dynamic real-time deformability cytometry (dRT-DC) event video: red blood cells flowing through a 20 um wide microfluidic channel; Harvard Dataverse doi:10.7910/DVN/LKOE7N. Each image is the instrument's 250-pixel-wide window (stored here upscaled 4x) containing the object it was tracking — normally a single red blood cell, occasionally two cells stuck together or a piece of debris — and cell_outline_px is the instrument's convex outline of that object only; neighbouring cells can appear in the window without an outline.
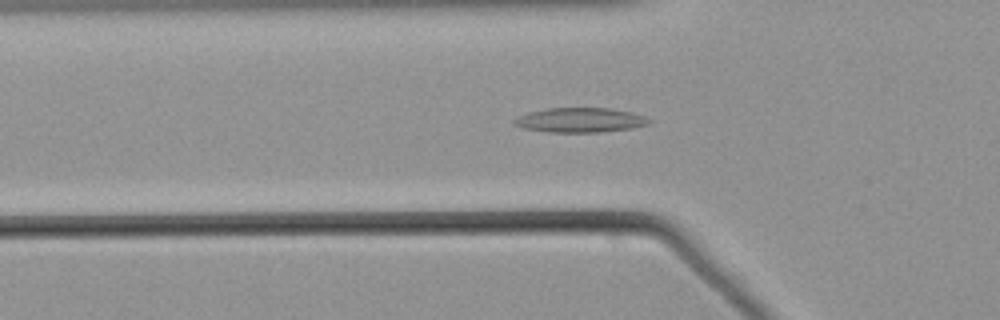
{"species": "common noctule bat (a hibernating species)", "species_latin": "Nyctalus noctula", "temperature_condition": "warm", "stored_images_in_passage": 54, "camera_frame_rate_fps": 3000, "um_per_image_px": 0.085, "animal": {"sex": "male", "body_mass_g": 21.5, "forearm_length_mm": 52.0}, "frame": {"image": 1, "passage_image": 19, "time_ms": 6.0, "image_size_px": [1000, 320], "cell_outline_px": [[652, 120], [648, 124], [632, 128], [600, 132], [548, 132], [524, 128], [512, 124], [512, 120], [528, 112], [548, 108], [612, 108], [632, 112], [644, 116]], "centroid_in_image_um": [49.31, 10.2], "position_along_channel_um": 76.5, "area_um2": 19.36}}
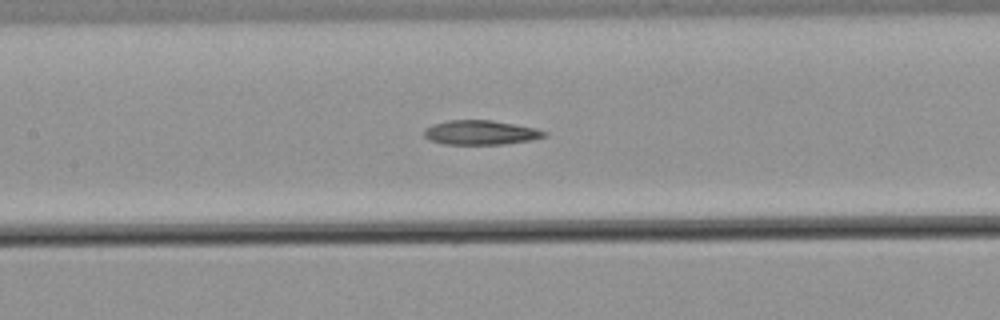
{"frame": {"image": 2, "passage_image": 26, "time_ms": 8.333, "image_size_px": [1000, 320], "cell_outline_px": [[548, 136], [532, 140], [504, 144], [444, 144], [432, 140], [424, 136], [424, 128], [432, 124], [448, 120], [492, 120], [516, 124], [536, 128], [548, 132]], "centroid_in_image_um": [40.89, 11.26], "position_along_channel_um": 166.5, "area_um2": 17.22}}
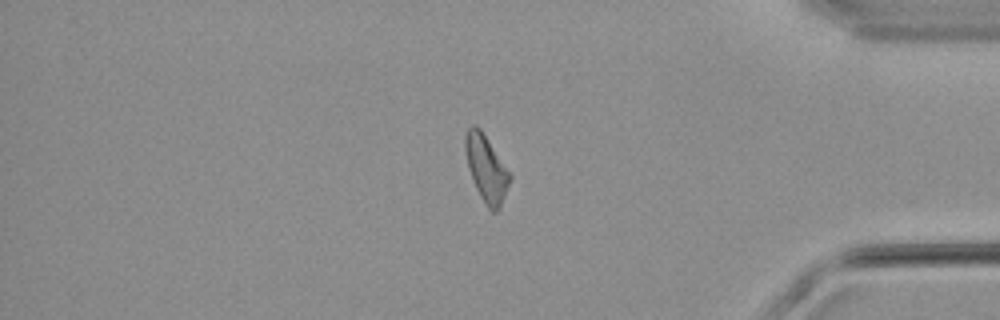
{"frame": {"image": 3, "passage_image": 46, "time_ms": 15.0, "image_size_px": [1000, 320], "cell_outline_px": [[512, 176], [500, 208], [496, 212], [492, 212], [488, 208], [480, 196], [476, 188], [468, 168], [464, 148], [464, 136], [468, 128], [472, 124], [476, 124], [480, 128], [512, 172]], "centroid_in_image_um": [41.35, 14.29], "position_along_channel_um": 393.9, "area_um2": 17.63}}